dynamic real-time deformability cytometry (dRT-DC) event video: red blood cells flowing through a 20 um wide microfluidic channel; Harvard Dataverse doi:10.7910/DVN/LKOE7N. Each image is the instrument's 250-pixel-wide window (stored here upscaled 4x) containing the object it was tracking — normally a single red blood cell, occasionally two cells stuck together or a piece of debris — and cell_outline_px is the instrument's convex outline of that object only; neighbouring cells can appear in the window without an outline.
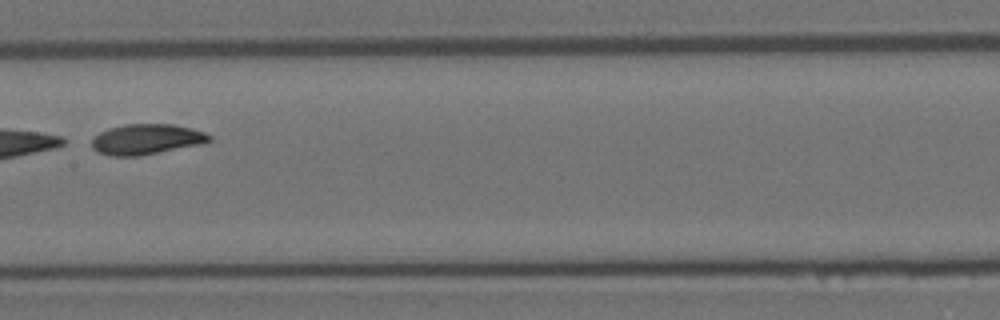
{"species": "Egyptian fruit bat (a non-hibernating species)", "species_latin": "Rousettus aegyptiacus", "temperature_condition": "room temperature", "stored_images_in_passage": 10, "segment_of_instrument_passage": [1, 2], "camera_frame_rate_fps": 3000, "um_per_image_px": 0.085, "animal": {"sex": "female"}, "frame": {"image": 1, "passage_image": 6, "time_ms": 1.667, "image_size_px": [1000, 320], "cell_outline_px": [[212, 140], [204, 144], [140, 156], [112, 156], [96, 152], [92, 148], [92, 140], [100, 132], [108, 128], [124, 124], [172, 124], [192, 128], [204, 132], [212, 136]], "centroid_in_image_um": [12.48, 11.84], "position_along_channel_um": 194.9, "area_um2": 21.1}}
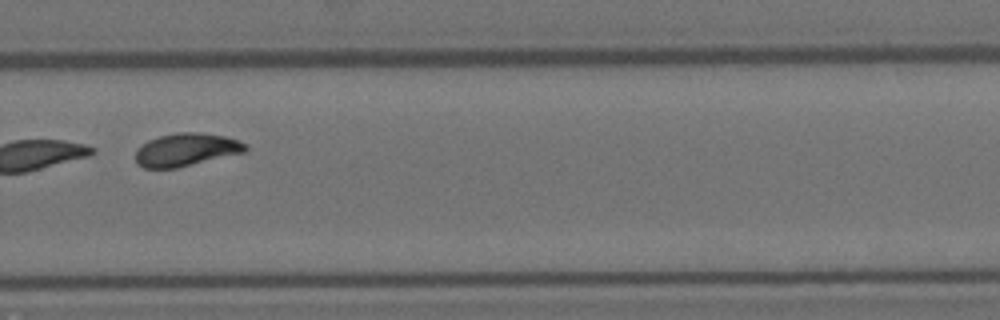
{"frame": {"image": 2, "passage_image": 9, "time_ms": 2.667, "image_size_px": [1000, 320], "cell_outline_px": [[248, 148], [244, 152], [176, 168], [144, 168], [136, 164], [136, 148], [148, 140], [160, 136], [176, 132], [196, 132], [224, 136], [236, 140], [244, 144]], "centroid_in_image_um": [15.76, 12.73], "position_along_channel_um": 314.0, "area_um2": 20.87}}